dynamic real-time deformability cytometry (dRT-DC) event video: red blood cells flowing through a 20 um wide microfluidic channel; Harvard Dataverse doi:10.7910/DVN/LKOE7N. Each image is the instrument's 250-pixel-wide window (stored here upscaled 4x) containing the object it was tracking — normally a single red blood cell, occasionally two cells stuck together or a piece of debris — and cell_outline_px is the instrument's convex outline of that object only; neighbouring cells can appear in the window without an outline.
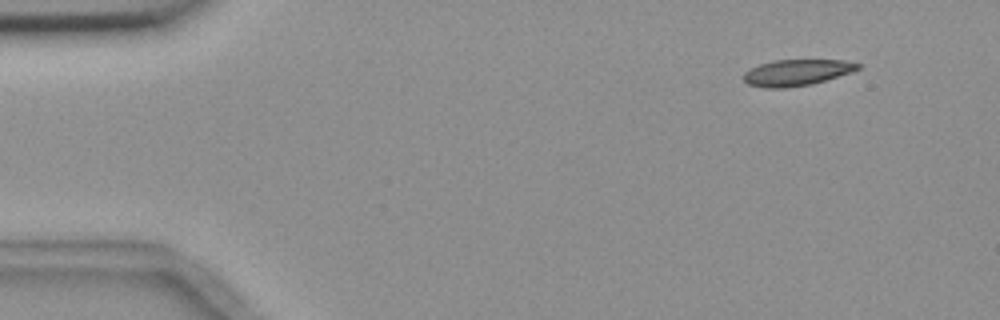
{"species": "common noctule bat (a hibernating species)", "species_latin": "Nyctalus noctula", "temperature_condition": "room temperature", "stored_images_in_passage": 5, "camera_frame_rate_fps": 3000, "um_per_image_px": 0.085, "animal": {"sex": "female", "body_mass_g": 18.4}, "frame": {"image": 1, "passage_image": 2, "time_ms": 1.0, "image_size_px": [1000, 320], "cell_outline_px": [[860, 68], [852, 72], [812, 84], [788, 88], [764, 88], [748, 84], [744, 80], [744, 72], [760, 64], [772, 60], [844, 60], [860, 64]], "centroid_in_image_um": [67.72, 6.17], "position_along_channel_um": 17.3, "area_um2": 17.46}}
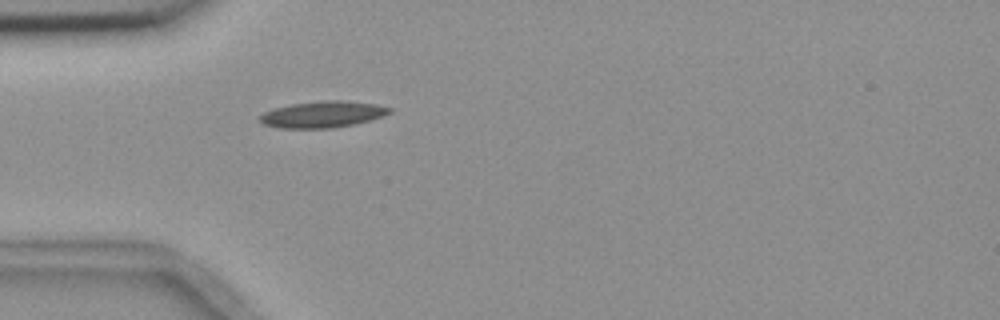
{"frame": {"image": 2, "passage_image": 5, "time_ms": 4.667, "image_size_px": [1000, 320], "cell_outline_px": [[392, 112], [356, 124], [332, 128], [280, 128], [264, 124], [260, 120], [260, 116], [264, 112], [272, 108], [292, 104], [324, 100], [344, 100], [376, 104], [392, 108]], "centroid_in_image_um": [27.42, 9.71], "position_along_channel_um": 57.6, "area_um2": 19.88}}